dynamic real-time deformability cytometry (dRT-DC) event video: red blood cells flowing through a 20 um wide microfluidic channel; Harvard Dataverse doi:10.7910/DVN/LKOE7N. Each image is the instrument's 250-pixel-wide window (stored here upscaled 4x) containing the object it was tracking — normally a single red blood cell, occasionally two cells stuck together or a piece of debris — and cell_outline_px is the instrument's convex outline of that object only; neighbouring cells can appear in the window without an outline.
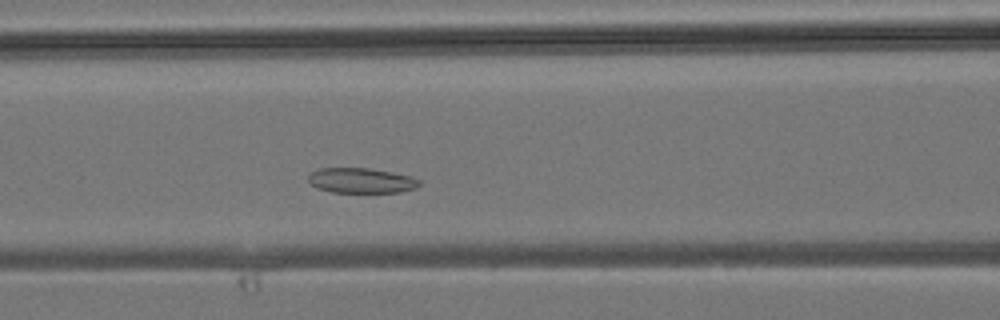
{"species": "common noctule bat (a hibernating species)", "species_latin": "Nyctalus noctula", "temperature_condition": "room temperature", "stored_images_in_passage": 30, "camera_frame_rate_fps": 3000, "um_per_image_px": 0.085, "animal": {"sex": "male", "body_mass_g": 19.2, "forearm_length_mm": 51.8}, "frame": {"image": 1, "passage_image": 11, "time_ms": 3.333, "image_size_px": [1000, 320], "cell_outline_px": [[420, 184], [416, 188], [400, 192], [332, 192], [316, 188], [308, 180], [308, 176], [312, 172], [320, 168], [368, 168], [392, 172], [412, 176], [420, 180]], "centroid_in_image_um": [30.72, 15.34], "position_along_channel_um": 135.9, "area_um2": 16.24}}
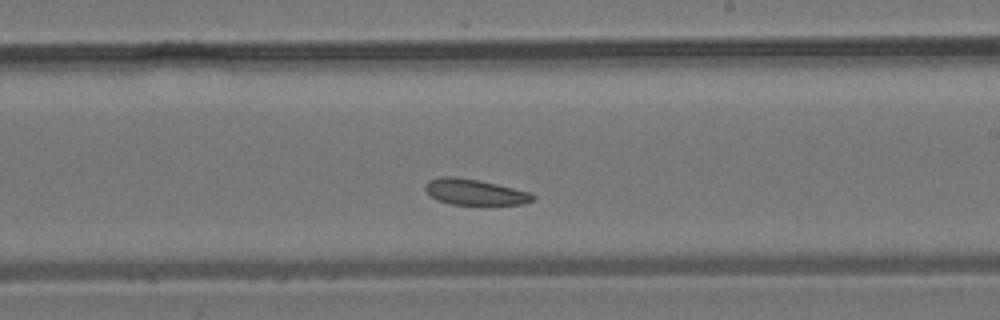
{"frame": {"image": 2, "passage_image": 18, "time_ms": 5.667, "image_size_px": [1000, 320], "cell_outline_px": [[536, 200], [524, 204], [452, 204], [436, 200], [424, 188], [424, 184], [428, 180], [440, 176], [452, 176], [476, 180], [496, 184], [528, 192], [536, 196]], "centroid_in_image_um": [40.33, 16.32], "position_along_channel_um": 248.7, "area_um2": 16.01}}
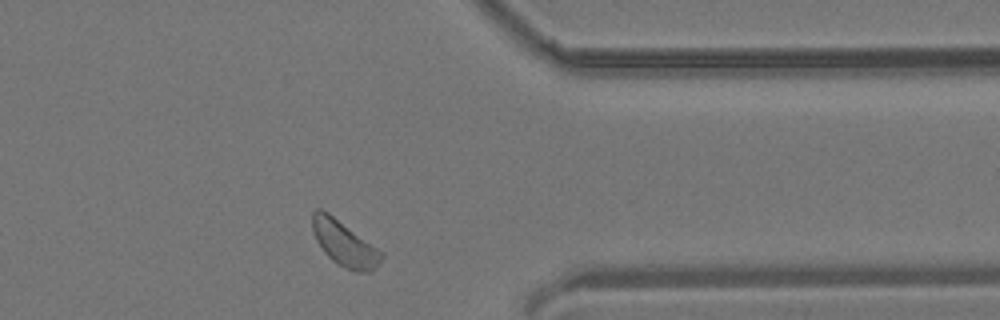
{"frame": {"image": 3, "passage_image": 27, "time_ms": 8.667, "image_size_px": [1000, 320], "cell_outline_px": [[384, 256], [376, 268], [368, 272], [356, 272], [344, 268], [336, 264], [324, 252], [316, 240], [312, 232], [312, 212], [316, 208], [320, 208], [328, 212], [384, 252]], "centroid_in_image_um": [29.27, 20.7], "position_along_channel_um": 382.1, "area_um2": 18.44}}